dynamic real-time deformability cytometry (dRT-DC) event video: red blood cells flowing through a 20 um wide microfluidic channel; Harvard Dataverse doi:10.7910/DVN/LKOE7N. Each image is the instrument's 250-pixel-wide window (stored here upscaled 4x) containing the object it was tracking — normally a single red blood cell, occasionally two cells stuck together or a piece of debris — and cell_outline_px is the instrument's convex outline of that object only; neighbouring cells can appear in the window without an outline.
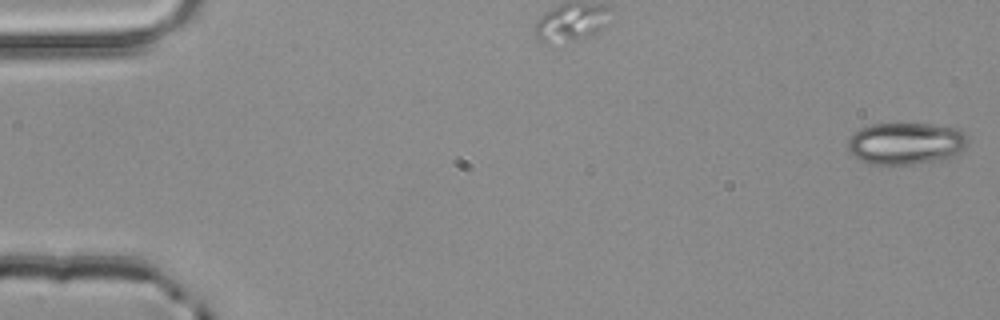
{"species": "common noctule bat (a hibernating species)", "species_latin": "Nyctalus noctula", "temperature_condition": "room temperature", "stored_images_in_passage": 3, "camera_frame_rate_fps": 3000, "um_per_image_px": 0.085, "animal": {"sex": "male", "body_mass_g": 20.4}, "frame": {"image": 1, "passage_image": 1, "time_ms": 0.0, "image_size_px": [1000, 320], "cell_outline_px": [[968, 144], [956, 156], [948, 160], [912, 164], [868, 164], [852, 156], [848, 152], [848, 140], [860, 128], [872, 124], [932, 124], [956, 128], [964, 132], [968, 136]], "centroid_in_image_um": [77.04, 12.21], "position_along_channel_um": 8.0, "area_um2": 29.82}}